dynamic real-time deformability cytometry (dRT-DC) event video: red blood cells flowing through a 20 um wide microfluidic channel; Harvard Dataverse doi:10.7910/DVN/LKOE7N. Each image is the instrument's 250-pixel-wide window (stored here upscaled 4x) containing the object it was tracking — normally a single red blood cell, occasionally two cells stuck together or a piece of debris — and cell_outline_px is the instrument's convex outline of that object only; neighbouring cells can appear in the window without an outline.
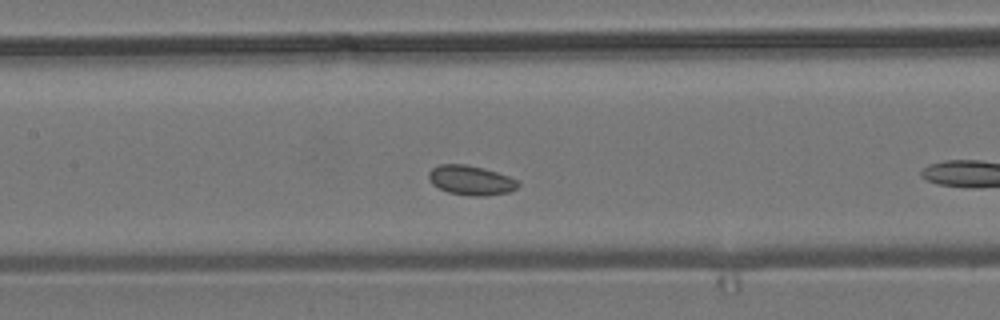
{"species": "common noctule bat (a hibernating species)", "species_latin": "Nyctalus noctula", "temperature_condition": "room temperature", "stored_images_in_passage": 18, "camera_frame_rate_fps": 3000, "um_per_image_px": 0.085, "animal": {"sex": "male", "body_mass_g": 19.2, "forearm_length_mm": 51.8}, "frame": {"image": 1, "passage_image": 13, "time_ms": 4.0, "image_size_px": [1000, 320], "cell_outline_px": [[520, 184], [516, 188], [508, 192], [488, 196], [472, 196], [448, 192], [432, 184], [428, 176], [428, 172], [432, 168], [440, 164], [464, 164], [484, 168], [508, 176], [516, 180]], "centroid_in_image_um": [40.01, 15.32], "position_along_channel_um": 167.4, "area_um2": 15.32}}
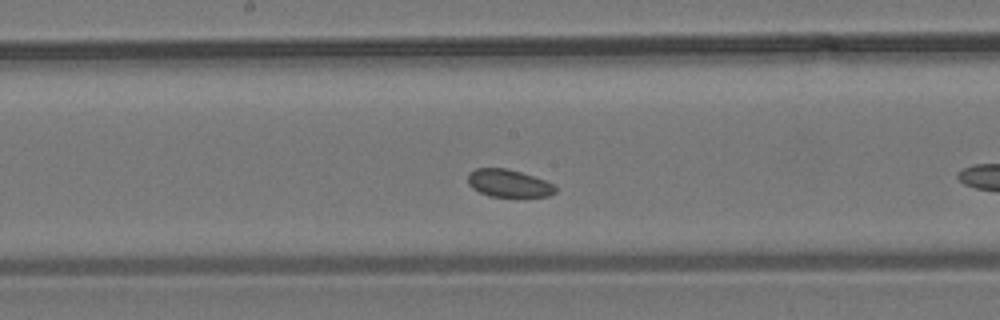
{"frame": {"image": 2, "passage_image": 16, "time_ms": 5.0, "image_size_px": [1000, 320], "cell_outline_px": [[556, 192], [548, 196], [488, 196], [472, 188], [468, 184], [468, 172], [476, 168], [504, 168], [520, 172], [556, 184]], "centroid_in_image_um": [43.22, 15.57], "position_along_channel_um": 205.0, "area_um2": 13.99}}